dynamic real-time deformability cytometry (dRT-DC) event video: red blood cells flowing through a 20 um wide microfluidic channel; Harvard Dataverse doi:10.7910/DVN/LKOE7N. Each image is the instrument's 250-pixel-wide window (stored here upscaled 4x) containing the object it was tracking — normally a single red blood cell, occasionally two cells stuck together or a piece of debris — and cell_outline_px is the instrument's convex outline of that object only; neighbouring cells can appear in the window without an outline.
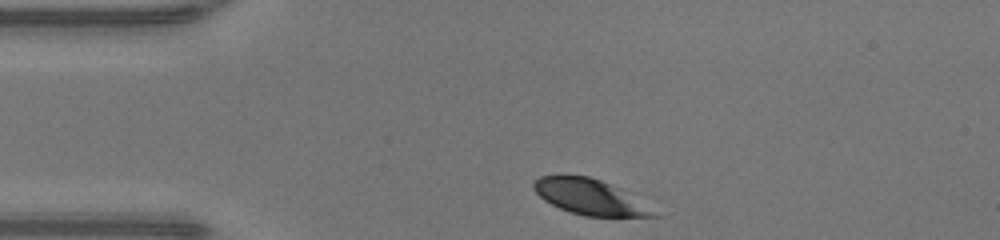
{"species": "human", "species_latin": "Homo sapiens", "temperature_condition": "warm", "stored_images_in_passage": 30, "camera_frame_rate_fps": 3000, "um_per_image_px": 0.085, "donor": {"sex": "male"}, "frame": {"image": 1, "passage_image": 1, "time_ms": 0.0, "image_size_px": [1000, 240], "cell_outline_px": [[660, 216], [616, 220], [584, 216], [560, 208], [544, 200], [532, 188], [532, 184], [540, 176], [588, 176], [600, 180], [620, 188]], "centroid_in_image_um": [50.18, 16.81], "position_along_channel_um": 34.8, "area_um2": 25.03}}
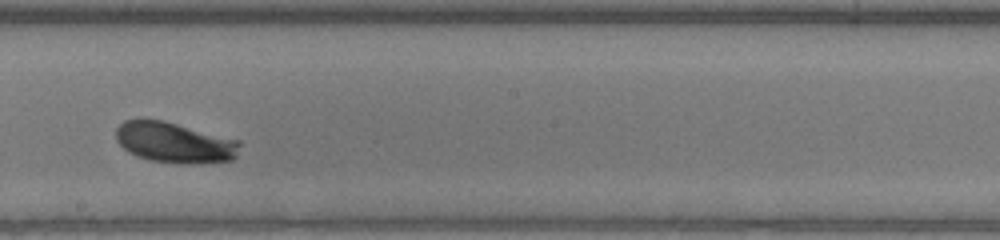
{"frame": {"image": 2, "passage_image": 18, "time_ms": 5.667, "image_size_px": [1000, 240], "cell_outline_px": [[240, 144], [236, 156], [232, 160], [192, 164], [180, 164], [148, 160], [136, 156], [128, 152], [116, 140], [116, 128], [124, 120], [164, 120], [240, 140]], "centroid_in_image_um": [14.84, 12.12], "position_along_channel_um": 233.4, "area_um2": 29.42}}
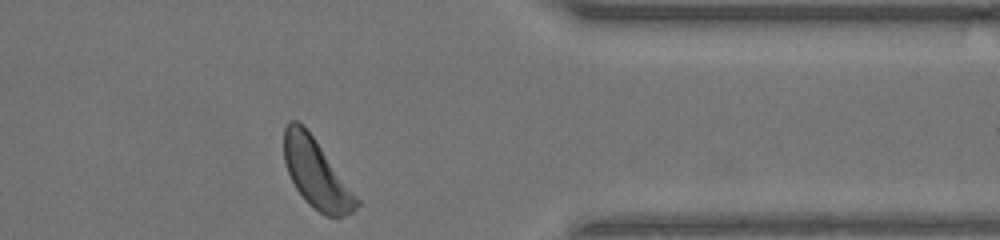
{"frame": {"image": 3, "passage_image": 30, "time_ms": 9.667, "image_size_px": [1000, 240], "cell_outline_px": [[360, 204], [352, 212], [344, 216], [324, 216], [308, 204], [296, 188], [288, 172], [284, 160], [284, 128], [288, 120], [296, 120], [312, 136], [360, 200]], "centroid_in_image_um": [26.88, 14.78], "position_along_channel_um": 384.5, "area_um2": 28.5}, "authors_computed_cell_mechanics": {"area_um2": 28.3509, "velocity_mm_per_s": 4.2003, "shape_relaxation_time_tau1_ms": 2.6102, "shape_relaxation_time_tau2_ms": null, "deformation_change_tau1": 0.1359, "deformation_change_tau2": null}}